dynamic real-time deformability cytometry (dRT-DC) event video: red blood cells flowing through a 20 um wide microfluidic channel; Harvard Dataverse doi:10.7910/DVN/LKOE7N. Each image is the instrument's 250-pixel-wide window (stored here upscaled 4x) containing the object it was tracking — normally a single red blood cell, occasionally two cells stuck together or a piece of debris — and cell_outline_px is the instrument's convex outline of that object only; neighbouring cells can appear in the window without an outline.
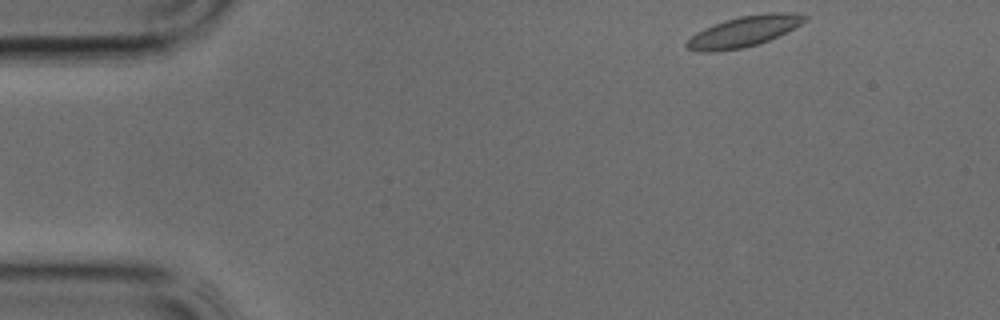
{"species": "common noctule bat (a hibernating species)", "species_latin": "Nyctalus noctula", "temperature_condition": "cold", "stored_images_in_passage": 35, "camera_frame_rate_fps": 3000, "um_per_image_px": 0.085, "animal": {"sex": "male", "body_mass_g": 17.9, "forearm_length_mm": 54.2}, "frame": {"image": 1, "passage_image": 1, "time_ms": 0.0, "image_size_px": [1000, 320], "cell_outline_px": [[808, 20], [760, 44], [744, 48], [712, 52], [704, 52], [688, 48], [684, 44], [696, 32], [704, 28], [724, 20], [740, 16], [768, 12], [788, 12], [808, 16]], "centroid_in_image_um": [63.22, 2.67], "position_along_channel_um": 21.8, "area_um2": 20.92}}
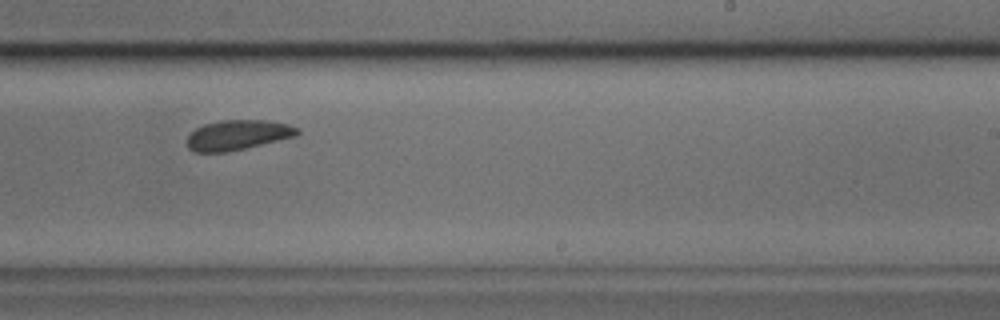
{"frame": {"image": 2, "passage_image": 20, "time_ms": 6.333, "image_size_px": [1000, 320], "cell_outline_px": [[300, 132], [296, 136], [228, 152], [196, 152], [188, 148], [188, 136], [196, 128], [204, 124], [220, 120], [264, 120], [288, 124], [300, 128]], "centroid_in_image_um": [20.22, 11.47], "position_along_channel_um": 268.8, "area_um2": 19.19}}
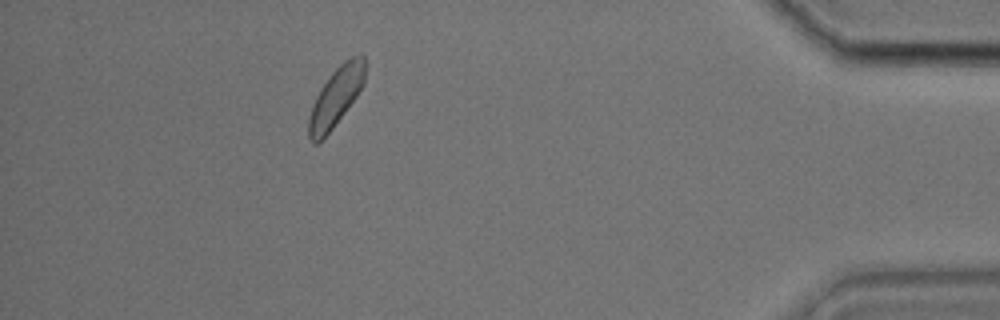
{"frame": {"image": 3, "passage_image": 31, "time_ms": 10.0, "image_size_px": [1000, 320], "cell_outline_px": [[364, 84], [356, 96], [332, 128], [316, 144], [312, 144], [308, 136], [308, 120], [316, 96], [320, 88], [328, 76], [344, 60], [352, 56], [364, 52]], "centroid_in_image_um": [28.54, 8.2], "position_along_channel_um": 406.7, "area_um2": 19.02}}